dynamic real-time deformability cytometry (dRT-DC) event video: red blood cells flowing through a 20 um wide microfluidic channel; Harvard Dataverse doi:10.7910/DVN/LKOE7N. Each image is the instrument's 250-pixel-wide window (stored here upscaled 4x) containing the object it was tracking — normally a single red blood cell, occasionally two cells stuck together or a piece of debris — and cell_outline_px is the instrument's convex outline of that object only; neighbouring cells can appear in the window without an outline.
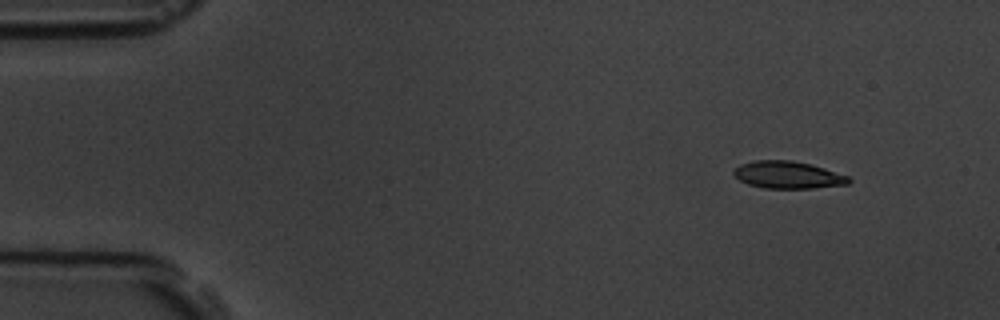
{"species": "common noctule bat (a hibernating species)", "species_latin": "Nyctalus noctula", "temperature_condition": "room temperature", "stored_images_in_passage": 4, "camera_frame_rate_fps": 3000, "um_per_image_px": 0.085, "animal": {"sex": "male", "body_mass_g": 19.5, "forearm_length_mm": 54.6}, "frame": {"image": 1, "passage_image": 1, "time_ms": 0.0, "image_size_px": [1000, 320], "cell_outline_px": [[852, 180], [848, 184], [812, 188], [764, 188], [748, 184], [740, 180], [732, 172], [740, 164], [756, 160], [792, 160], [824, 168], [848, 176]], "centroid_in_image_um": [66.97, 14.87], "position_along_channel_um": 18.0, "area_um2": 18.09}}
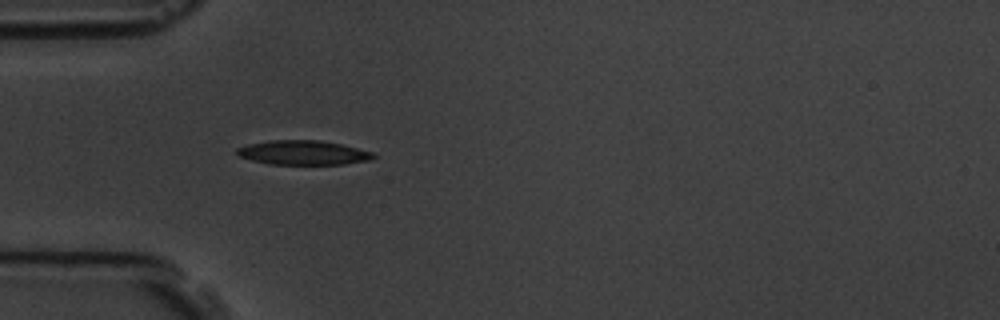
{"frame": {"image": 2, "passage_image": 4, "time_ms": 3.667, "image_size_px": [1000, 320], "cell_outline_px": [[376, 156], [372, 160], [344, 164], [268, 164], [252, 160], [240, 156], [236, 152], [236, 148], [248, 144], [272, 140], [320, 140], [340, 144], [372, 152]], "centroid_in_image_um": [25.77, 12.98], "position_along_channel_um": 59.2, "area_um2": 19.25}}